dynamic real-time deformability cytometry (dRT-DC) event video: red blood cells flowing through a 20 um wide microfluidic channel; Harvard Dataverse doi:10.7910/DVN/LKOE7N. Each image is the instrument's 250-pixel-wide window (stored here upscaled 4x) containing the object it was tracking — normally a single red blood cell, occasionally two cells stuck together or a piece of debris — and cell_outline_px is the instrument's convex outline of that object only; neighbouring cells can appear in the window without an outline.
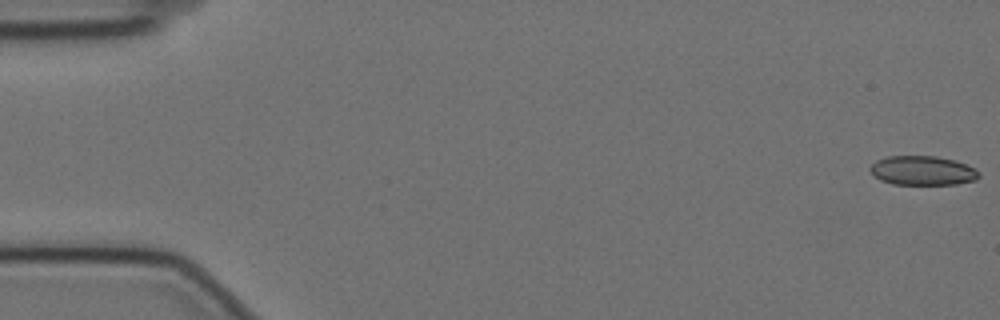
{"species": "Egyptian fruit bat (a non-hibernating species)", "species_latin": "Rousettus aegyptiacus", "temperature_condition": "cold", "stored_images_in_passage": 58, "camera_frame_rate_fps": 3000, "um_per_image_px": 0.085, "animal": {"sex": "female"}, "frame": {"image": 1, "passage_image": 1, "time_ms": 0.0, "image_size_px": [1000, 320], "cell_outline_px": [[980, 176], [976, 180], [956, 184], [892, 184], [880, 180], [868, 168], [876, 160], [888, 156], [936, 156], [956, 160], [976, 168], [980, 172]], "centroid_in_image_um": [78.45, 14.49], "position_along_channel_um": 6.5, "area_um2": 18.67}}
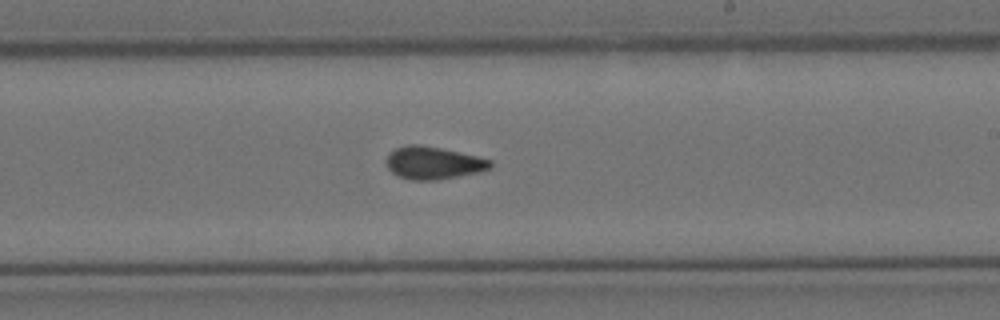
{"frame": {"image": 2, "passage_image": 34, "time_ms": 11.0, "image_size_px": [1000, 320], "cell_outline_px": [[492, 164], [488, 168], [476, 172], [436, 180], [412, 180], [400, 176], [392, 172], [388, 168], [388, 152], [396, 148], [408, 144], [420, 144], [440, 148], [476, 156], [492, 160]], "centroid_in_image_um": [36.8, 13.83], "position_along_channel_um": 252.2, "area_um2": 19.31}}
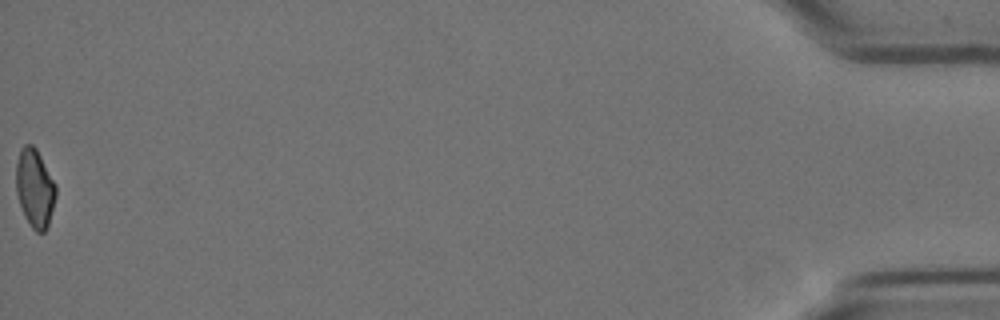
{"frame": {"image": 3, "passage_image": 58, "time_ms": 19.0, "image_size_px": [1000, 320], "cell_outline_px": [[56, 196], [48, 228], [44, 232], [36, 232], [32, 228], [24, 216], [16, 192], [16, 164], [20, 148], [24, 144], [32, 144], [36, 148], [56, 184]], "centroid_in_image_um": [2.96, 16.0], "position_along_channel_um": 432.2, "area_um2": 18.32}, "authors_computed_cell_mechanics": {"area_um2": 19.1896, "velocity_mm_per_s": 3.52, "shape_relaxation_time_tau1_ms": null, "shape_relaxation_time_tau2_ms": 2.202, "deformation_change_tau1": null, "deformation_change_tau2": 0.0839}}